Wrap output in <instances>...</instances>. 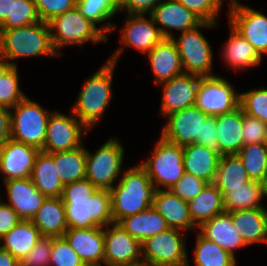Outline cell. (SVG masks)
<instances>
[{
	"mask_svg": "<svg viewBox=\"0 0 267 266\" xmlns=\"http://www.w3.org/2000/svg\"><path fill=\"white\" fill-rule=\"evenodd\" d=\"M61 198L68 229L105 228L114 223L110 190L97 189L86 178L65 184Z\"/></svg>",
	"mask_w": 267,
	"mask_h": 266,
	"instance_id": "1",
	"label": "cell"
},
{
	"mask_svg": "<svg viewBox=\"0 0 267 266\" xmlns=\"http://www.w3.org/2000/svg\"><path fill=\"white\" fill-rule=\"evenodd\" d=\"M123 171L117 185L110 189L114 223L152 206L156 193L155 186L140 164Z\"/></svg>",
	"mask_w": 267,
	"mask_h": 266,
	"instance_id": "2",
	"label": "cell"
},
{
	"mask_svg": "<svg viewBox=\"0 0 267 266\" xmlns=\"http://www.w3.org/2000/svg\"><path fill=\"white\" fill-rule=\"evenodd\" d=\"M116 63L106 60L103 65L86 79L81 86L72 112L89 130L97 124L112 100V82Z\"/></svg>",
	"mask_w": 267,
	"mask_h": 266,
	"instance_id": "3",
	"label": "cell"
},
{
	"mask_svg": "<svg viewBox=\"0 0 267 266\" xmlns=\"http://www.w3.org/2000/svg\"><path fill=\"white\" fill-rule=\"evenodd\" d=\"M0 54L14 67H17L15 60L19 58L58 56L53 49L49 24L44 21L0 29Z\"/></svg>",
	"mask_w": 267,
	"mask_h": 266,
	"instance_id": "4",
	"label": "cell"
},
{
	"mask_svg": "<svg viewBox=\"0 0 267 266\" xmlns=\"http://www.w3.org/2000/svg\"><path fill=\"white\" fill-rule=\"evenodd\" d=\"M48 24L53 49L58 56L63 55L60 50L67 45L82 47L91 41L94 44L108 42V35L84 17L76 6L53 17Z\"/></svg>",
	"mask_w": 267,
	"mask_h": 266,
	"instance_id": "5",
	"label": "cell"
},
{
	"mask_svg": "<svg viewBox=\"0 0 267 266\" xmlns=\"http://www.w3.org/2000/svg\"><path fill=\"white\" fill-rule=\"evenodd\" d=\"M219 24L202 21L195 28L179 33L172 40L175 42L180 54L181 64L186 74L198 75L201 77H214L213 73V51L211 44L205 38L199 28H217Z\"/></svg>",
	"mask_w": 267,
	"mask_h": 266,
	"instance_id": "6",
	"label": "cell"
},
{
	"mask_svg": "<svg viewBox=\"0 0 267 266\" xmlns=\"http://www.w3.org/2000/svg\"><path fill=\"white\" fill-rule=\"evenodd\" d=\"M183 160V146L160 136L152 155L140 165L146 170L156 190H170L185 173Z\"/></svg>",
	"mask_w": 267,
	"mask_h": 266,
	"instance_id": "7",
	"label": "cell"
},
{
	"mask_svg": "<svg viewBox=\"0 0 267 266\" xmlns=\"http://www.w3.org/2000/svg\"><path fill=\"white\" fill-rule=\"evenodd\" d=\"M51 112L26 96L10 109L11 139L42 151Z\"/></svg>",
	"mask_w": 267,
	"mask_h": 266,
	"instance_id": "8",
	"label": "cell"
},
{
	"mask_svg": "<svg viewBox=\"0 0 267 266\" xmlns=\"http://www.w3.org/2000/svg\"><path fill=\"white\" fill-rule=\"evenodd\" d=\"M124 146L117 138H109L95 153L86 149V179L97 189L110 190L122 176ZM121 174V175H120Z\"/></svg>",
	"mask_w": 267,
	"mask_h": 266,
	"instance_id": "9",
	"label": "cell"
},
{
	"mask_svg": "<svg viewBox=\"0 0 267 266\" xmlns=\"http://www.w3.org/2000/svg\"><path fill=\"white\" fill-rule=\"evenodd\" d=\"M185 233L168 228L142 242V256L156 266H187Z\"/></svg>",
	"mask_w": 267,
	"mask_h": 266,
	"instance_id": "10",
	"label": "cell"
},
{
	"mask_svg": "<svg viewBox=\"0 0 267 266\" xmlns=\"http://www.w3.org/2000/svg\"><path fill=\"white\" fill-rule=\"evenodd\" d=\"M234 87L230 81L218 75L202 77L194 106L209 117L232 112L240 106V93Z\"/></svg>",
	"mask_w": 267,
	"mask_h": 266,
	"instance_id": "11",
	"label": "cell"
},
{
	"mask_svg": "<svg viewBox=\"0 0 267 266\" xmlns=\"http://www.w3.org/2000/svg\"><path fill=\"white\" fill-rule=\"evenodd\" d=\"M89 129L71 112L70 115L52 111L47 124L43 152L68 151L83 145Z\"/></svg>",
	"mask_w": 267,
	"mask_h": 266,
	"instance_id": "12",
	"label": "cell"
},
{
	"mask_svg": "<svg viewBox=\"0 0 267 266\" xmlns=\"http://www.w3.org/2000/svg\"><path fill=\"white\" fill-rule=\"evenodd\" d=\"M146 14H127L124 27L120 30V47L107 59L113 63L118 62L124 47H131L146 54L164 37L152 17H145Z\"/></svg>",
	"mask_w": 267,
	"mask_h": 266,
	"instance_id": "13",
	"label": "cell"
},
{
	"mask_svg": "<svg viewBox=\"0 0 267 266\" xmlns=\"http://www.w3.org/2000/svg\"><path fill=\"white\" fill-rule=\"evenodd\" d=\"M228 15L229 26L247 40L261 57L266 55L267 16L243 4L229 9Z\"/></svg>",
	"mask_w": 267,
	"mask_h": 266,
	"instance_id": "14",
	"label": "cell"
},
{
	"mask_svg": "<svg viewBox=\"0 0 267 266\" xmlns=\"http://www.w3.org/2000/svg\"><path fill=\"white\" fill-rule=\"evenodd\" d=\"M209 116L196 106L167 115V122L163 125L161 137L171 143L185 146L201 138L202 124Z\"/></svg>",
	"mask_w": 267,
	"mask_h": 266,
	"instance_id": "15",
	"label": "cell"
},
{
	"mask_svg": "<svg viewBox=\"0 0 267 266\" xmlns=\"http://www.w3.org/2000/svg\"><path fill=\"white\" fill-rule=\"evenodd\" d=\"M142 259V243L118 223L104 228V265L118 266Z\"/></svg>",
	"mask_w": 267,
	"mask_h": 266,
	"instance_id": "16",
	"label": "cell"
},
{
	"mask_svg": "<svg viewBox=\"0 0 267 266\" xmlns=\"http://www.w3.org/2000/svg\"><path fill=\"white\" fill-rule=\"evenodd\" d=\"M201 78L198 75L184 73L160 83L159 86L162 87L161 116L165 118L174 112L194 106Z\"/></svg>",
	"mask_w": 267,
	"mask_h": 266,
	"instance_id": "17",
	"label": "cell"
},
{
	"mask_svg": "<svg viewBox=\"0 0 267 266\" xmlns=\"http://www.w3.org/2000/svg\"><path fill=\"white\" fill-rule=\"evenodd\" d=\"M40 150L13 139H9L0 147V173L3 182L12 179L31 177L35 159Z\"/></svg>",
	"mask_w": 267,
	"mask_h": 266,
	"instance_id": "18",
	"label": "cell"
},
{
	"mask_svg": "<svg viewBox=\"0 0 267 266\" xmlns=\"http://www.w3.org/2000/svg\"><path fill=\"white\" fill-rule=\"evenodd\" d=\"M164 38H173L171 30L185 32L202 20L176 0H162L149 14Z\"/></svg>",
	"mask_w": 267,
	"mask_h": 266,
	"instance_id": "19",
	"label": "cell"
},
{
	"mask_svg": "<svg viewBox=\"0 0 267 266\" xmlns=\"http://www.w3.org/2000/svg\"><path fill=\"white\" fill-rule=\"evenodd\" d=\"M64 237L86 266L104 264V228L67 229Z\"/></svg>",
	"mask_w": 267,
	"mask_h": 266,
	"instance_id": "20",
	"label": "cell"
},
{
	"mask_svg": "<svg viewBox=\"0 0 267 266\" xmlns=\"http://www.w3.org/2000/svg\"><path fill=\"white\" fill-rule=\"evenodd\" d=\"M7 204L22 220H31L46 197L37 190L31 178L12 179L4 182Z\"/></svg>",
	"mask_w": 267,
	"mask_h": 266,
	"instance_id": "21",
	"label": "cell"
},
{
	"mask_svg": "<svg viewBox=\"0 0 267 266\" xmlns=\"http://www.w3.org/2000/svg\"><path fill=\"white\" fill-rule=\"evenodd\" d=\"M158 85L174 77L184 74L180 54L172 38H164L146 53Z\"/></svg>",
	"mask_w": 267,
	"mask_h": 266,
	"instance_id": "22",
	"label": "cell"
},
{
	"mask_svg": "<svg viewBox=\"0 0 267 266\" xmlns=\"http://www.w3.org/2000/svg\"><path fill=\"white\" fill-rule=\"evenodd\" d=\"M152 206L166 220L169 228L183 232L197 230L190 217L188 202L172 191L156 190Z\"/></svg>",
	"mask_w": 267,
	"mask_h": 266,
	"instance_id": "23",
	"label": "cell"
},
{
	"mask_svg": "<svg viewBox=\"0 0 267 266\" xmlns=\"http://www.w3.org/2000/svg\"><path fill=\"white\" fill-rule=\"evenodd\" d=\"M220 157L219 152L212 148L195 143L183 146L185 173L207 183H214Z\"/></svg>",
	"mask_w": 267,
	"mask_h": 266,
	"instance_id": "24",
	"label": "cell"
},
{
	"mask_svg": "<svg viewBox=\"0 0 267 266\" xmlns=\"http://www.w3.org/2000/svg\"><path fill=\"white\" fill-rule=\"evenodd\" d=\"M267 208L229 212L235 231L248 245L267 243Z\"/></svg>",
	"mask_w": 267,
	"mask_h": 266,
	"instance_id": "25",
	"label": "cell"
},
{
	"mask_svg": "<svg viewBox=\"0 0 267 266\" xmlns=\"http://www.w3.org/2000/svg\"><path fill=\"white\" fill-rule=\"evenodd\" d=\"M197 229L202 236L218 244L235 258V251L247 246L235 231L229 212L215 215Z\"/></svg>",
	"mask_w": 267,
	"mask_h": 266,
	"instance_id": "26",
	"label": "cell"
},
{
	"mask_svg": "<svg viewBox=\"0 0 267 266\" xmlns=\"http://www.w3.org/2000/svg\"><path fill=\"white\" fill-rule=\"evenodd\" d=\"M218 131L217 151L222 155L237 154L244 146L243 109L239 106L232 112L216 116Z\"/></svg>",
	"mask_w": 267,
	"mask_h": 266,
	"instance_id": "27",
	"label": "cell"
},
{
	"mask_svg": "<svg viewBox=\"0 0 267 266\" xmlns=\"http://www.w3.org/2000/svg\"><path fill=\"white\" fill-rule=\"evenodd\" d=\"M31 221L38 228L41 236L63 237L68 225L62 198L46 197Z\"/></svg>",
	"mask_w": 267,
	"mask_h": 266,
	"instance_id": "28",
	"label": "cell"
},
{
	"mask_svg": "<svg viewBox=\"0 0 267 266\" xmlns=\"http://www.w3.org/2000/svg\"><path fill=\"white\" fill-rule=\"evenodd\" d=\"M230 29V36L226 43L223 44V50L221 52V59L223 58L224 64L234 69L235 72L238 69L244 70L259 66L263 58L231 26Z\"/></svg>",
	"mask_w": 267,
	"mask_h": 266,
	"instance_id": "29",
	"label": "cell"
},
{
	"mask_svg": "<svg viewBox=\"0 0 267 266\" xmlns=\"http://www.w3.org/2000/svg\"><path fill=\"white\" fill-rule=\"evenodd\" d=\"M30 178L37 190L45 197L62 196L64 184L58 177L53 161V153H46L40 150L36 156Z\"/></svg>",
	"mask_w": 267,
	"mask_h": 266,
	"instance_id": "30",
	"label": "cell"
},
{
	"mask_svg": "<svg viewBox=\"0 0 267 266\" xmlns=\"http://www.w3.org/2000/svg\"><path fill=\"white\" fill-rule=\"evenodd\" d=\"M189 213L198 228L215 215L225 212L223 194L214 183H207L201 193L188 202Z\"/></svg>",
	"mask_w": 267,
	"mask_h": 266,
	"instance_id": "31",
	"label": "cell"
},
{
	"mask_svg": "<svg viewBox=\"0 0 267 266\" xmlns=\"http://www.w3.org/2000/svg\"><path fill=\"white\" fill-rule=\"evenodd\" d=\"M118 224L141 243L169 228L153 206L122 219Z\"/></svg>",
	"mask_w": 267,
	"mask_h": 266,
	"instance_id": "32",
	"label": "cell"
},
{
	"mask_svg": "<svg viewBox=\"0 0 267 266\" xmlns=\"http://www.w3.org/2000/svg\"><path fill=\"white\" fill-rule=\"evenodd\" d=\"M41 237L38 228L31 220H22L0 239V247L21 262Z\"/></svg>",
	"mask_w": 267,
	"mask_h": 266,
	"instance_id": "33",
	"label": "cell"
},
{
	"mask_svg": "<svg viewBox=\"0 0 267 266\" xmlns=\"http://www.w3.org/2000/svg\"><path fill=\"white\" fill-rule=\"evenodd\" d=\"M251 181L237 154L220 157L214 184L224 195Z\"/></svg>",
	"mask_w": 267,
	"mask_h": 266,
	"instance_id": "34",
	"label": "cell"
},
{
	"mask_svg": "<svg viewBox=\"0 0 267 266\" xmlns=\"http://www.w3.org/2000/svg\"><path fill=\"white\" fill-rule=\"evenodd\" d=\"M53 161L58 177L65 185L85 179L86 177V146L53 153Z\"/></svg>",
	"mask_w": 267,
	"mask_h": 266,
	"instance_id": "35",
	"label": "cell"
},
{
	"mask_svg": "<svg viewBox=\"0 0 267 266\" xmlns=\"http://www.w3.org/2000/svg\"><path fill=\"white\" fill-rule=\"evenodd\" d=\"M263 197H266L265 183L251 180L244 184L243 187L232 189L231 192L223 195L224 210L225 212H233L237 210L266 208L261 202Z\"/></svg>",
	"mask_w": 267,
	"mask_h": 266,
	"instance_id": "36",
	"label": "cell"
},
{
	"mask_svg": "<svg viewBox=\"0 0 267 266\" xmlns=\"http://www.w3.org/2000/svg\"><path fill=\"white\" fill-rule=\"evenodd\" d=\"M193 249L194 266H236L237 259L218 244L210 241L197 231ZM187 266H190L188 260Z\"/></svg>",
	"mask_w": 267,
	"mask_h": 266,
	"instance_id": "37",
	"label": "cell"
},
{
	"mask_svg": "<svg viewBox=\"0 0 267 266\" xmlns=\"http://www.w3.org/2000/svg\"><path fill=\"white\" fill-rule=\"evenodd\" d=\"M76 7L94 24L106 22L99 27L106 35L117 28L114 23L108 21L118 12V6L112 0H76Z\"/></svg>",
	"mask_w": 267,
	"mask_h": 266,
	"instance_id": "38",
	"label": "cell"
},
{
	"mask_svg": "<svg viewBox=\"0 0 267 266\" xmlns=\"http://www.w3.org/2000/svg\"><path fill=\"white\" fill-rule=\"evenodd\" d=\"M251 180L267 182V148L265 143L244 145L237 153Z\"/></svg>",
	"mask_w": 267,
	"mask_h": 266,
	"instance_id": "39",
	"label": "cell"
},
{
	"mask_svg": "<svg viewBox=\"0 0 267 266\" xmlns=\"http://www.w3.org/2000/svg\"><path fill=\"white\" fill-rule=\"evenodd\" d=\"M41 21L33 0H12L11 17L0 25V29L23 27Z\"/></svg>",
	"mask_w": 267,
	"mask_h": 266,
	"instance_id": "40",
	"label": "cell"
},
{
	"mask_svg": "<svg viewBox=\"0 0 267 266\" xmlns=\"http://www.w3.org/2000/svg\"><path fill=\"white\" fill-rule=\"evenodd\" d=\"M26 96L19 86L18 67L12 66L0 79V106L12 109Z\"/></svg>",
	"mask_w": 267,
	"mask_h": 266,
	"instance_id": "41",
	"label": "cell"
},
{
	"mask_svg": "<svg viewBox=\"0 0 267 266\" xmlns=\"http://www.w3.org/2000/svg\"><path fill=\"white\" fill-rule=\"evenodd\" d=\"M240 106L245 114L267 124V88L240 93Z\"/></svg>",
	"mask_w": 267,
	"mask_h": 266,
	"instance_id": "42",
	"label": "cell"
},
{
	"mask_svg": "<svg viewBox=\"0 0 267 266\" xmlns=\"http://www.w3.org/2000/svg\"><path fill=\"white\" fill-rule=\"evenodd\" d=\"M49 266H86L65 237H53Z\"/></svg>",
	"mask_w": 267,
	"mask_h": 266,
	"instance_id": "43",
	"label": "cell"
},
{
	"mask_svg": "<svg viewBox=\"0 0 267 266\" xmlns=\"http://www.w3.org/2000/svg\"><path fill=\"white\" fill-rule=\"evenodd\" d=\"M192 11L202 21L217 23V15L223 6L222 0H176Z\"/></svg>",
	"mask_w": 267,
	"mask_h": 266,
	"instance_id": "44",
	"label": "cell"
},
{
	"mask_svg": "<svg viewBox=\"0 0 267 266\" xmlns=\"http://www.w3.org/2000/svg\"><path fill=\"white\" fill-rule=\"evenodd\" d=\"M52 242L53 237L42 236L22 259L20 266H49Z\"/></svg>",
	"mask_w": 267,
	"mask_h": 266,
	"instance_id": "45",
	"label": "cell"
},
{
	"mask_svg": "<svg viewBox=\"0 0 267 266\" xmlns=\"http://www.w3.org/2000/svg\"><path fill=\"white\" fill-rule=\"evenodd\" d=\"M41 21L49 22L53 17L76 6V0H33Z\"/></svg>",
	"mask_w": 267,
	"mask_h": 266,
	"instance_id": "46",
	"label": "cell"
},
{
	"mask_svg": "<svg viewBox=\"0 0 267 266\" xmlns=\"http://www.w3.org/2000/svg\"><path fill=\"white\" fill-rule=\"evenodd\" d=\"M206 184L207 182L204 180L194 177L191 174L184 173L183 177L170 189V191L179 196L182 200L189 202L201 193Z\"/></svg>",
	"mask_w": 267,
	"mask_h": 266,
	"instance_id": "47",
	"label": "cell"
},
{
	"mask_svg": "<svg viewBox=\"0 0 267 266\" xmlns=\"http://www.w3.org/2000/svg\"><path fill=\"white\" fill-rule=\"evenodd\" d=\"M242 130L244 145L265 142L267 124L263 123L255 117L245 114L244 111Z\"/></svg>",
	"mask_w": 267,
	"mask_h": 266,
	"instance_id": "48",
	"label": "cell"
},
{
	"mask_svg": "<svg viewBox=\"0 0 267 266\" xmlns=\"http://www.w3.org/2000/svg\"><path fill=\"white\" fill-rule=\"evenodd\" d=\"M22 219L0 196V239L9 233Z\"/></svg>",
	"mask_w": 267,
	"mask_h": 266,
	"instance_id": "49",
	"label": "cell"
},
{
	"mask_svg": "<svg viewBox=\"0 0 267 266\" xmlns=\"http://www.w3.org/2000/svg\"><path fill=\"white\" fill-rule=\"evenodd\" d=\"M218 131L216 117H208L202 124L201 138H197L195 144L217 150Z\"/></svg>",
	"mask_w": 267,
	"mask_h": 266,
	"instance_id": "50",
	"label": "cell"
},
{
	"mask_svg": "<svg viewBox=\"0 0 267 266\" xmlns=\"http://www.w3.org/2000/svg\"><path fill=\"white\" fill-rule=\"evenodd\" d=\"M162 0H123L118 11L126 14H149Z\"/></svg>",
	"mask_w": 267,
	"mask_h": 266,
	"instance_id": "51",
	"label": "cell"
},
{
	"mask_svg": "<svg viewBox=\"0 0 267 266\" xmlns=\"http://www.w3.org/2000/svg\"><path fill=\"white\" fill-rule=\"evenodd\" d=\"M11 138L10 109L0 106V147Z\"/></svg>",
	"mask_w": 267,
	"mask_h": 266,
	"instance_id": "52",
	"label": "cell"
},
{
	"mask_svg": "<svg viewBox=\"0 0 267 266\" xmlns=\"http://www.w3.org/2000/svg\"><path fill=\"white\" fill-rule=\"evenodd\" d=\"M0 266H20V261L10 252L0 247Z\"/></svg>",
	"mask_w": 267,
	"mask_h": 266,
	"instance_id": "53",
	"label": "cell"
},
{
	"mask_svg": "<svg viewBox=\"0 0 267 266\" xmlns=\"http://www.w3.org/2000/svg\"><path fill=\"white\" fill-rule=\"evenodd\" d=\"M12 0H0V25L11 17Z\"/></svg>",
	"mask_w": 267,
	"mask_h": 266,
	"instance_id": "54",
	"label": "cell"
},
{
	"mask_svg": "<svg viewBox=\"0 0 267 266\" xmlns=\"http://www.w3.org/2000/svg\"><path fill=\"white\" fill-rule=\"evenodd\" d=\"M11 67L10 62L0 54V79Z\"/></svg>",
	"mask_w": 267,
	"mask_h": 266,
	"instance_id": "55",
	"label": "cell"
},
{
	"mask_svg": "<svg viewBox=\"0 0 267 266\" xmlns=\"http://www.w3.org/2000/svg\"><path fill=\"white\" fill-rule=\"evenodd\" d=\"M118 266H156V265L152 264L150 261L142 259L132 263L122 264Z\"/></svg>",
	"mask_w": 267,
	"mask_h": 266,
	"instance_id": "56",
	"label": "cell"
},
{
	"mask_svg": "<svg viewBox=\"0 0 267 266\" xmlns=\"http://www.w3.org/2000/svg\"><path fill=\"white\" fill-rule=\"evenodd\" d=\"M222 2H224V0H222ZM241 4H243V3H241L238 0H230V2H229V9H231L233 7H236V6H239Z\"/></svg>",
	"mask_w": 267,
	"mask_h": 266,
	"instance_id": "57",
	"label": "cell"
},
{
	"mask_svg": "<svg viewBox=\"0 0 267 266\" xmlns=\"http://www.w3.org/2000/svg\"><path fill=\"white\" fill-rule=\"evenodd\" d=\"M112 1L119 7L123 0H112Z\"/></svg>",
	"mask_w": 267,
	"mask_h": 266,
	"instance_id": "58",
	"label": "cell"
},
{
	"mask_svg": "<svg viewBox=\"0 0 267 266\" xmlns=\"http://www.w3.org/2000/svg\"><path fill=\"white\" fill-rule=\"evenodd\" d=\"M265 146H266V148H267V134H266V139H265Z\"/></svg>",
	"mask_w": 267,
	"mask_h": 266,
	"instance_id": "59",
	"label": "cell"
},
{
	"mask_svg": "<svg viewBox=\"0 0 267 266\" xmlns=\"http://www.w3.org/2000/svg\"><path fill=\"white\" fill-rule=\"evenodd\" d=\"M265 190H266V197H267V182L265 184Z\"/></svg>",
	"mask_w": 267,
	"mask_h": 266,
	"instance_id": "60",
	"label": "cell"
}]
</instances>
